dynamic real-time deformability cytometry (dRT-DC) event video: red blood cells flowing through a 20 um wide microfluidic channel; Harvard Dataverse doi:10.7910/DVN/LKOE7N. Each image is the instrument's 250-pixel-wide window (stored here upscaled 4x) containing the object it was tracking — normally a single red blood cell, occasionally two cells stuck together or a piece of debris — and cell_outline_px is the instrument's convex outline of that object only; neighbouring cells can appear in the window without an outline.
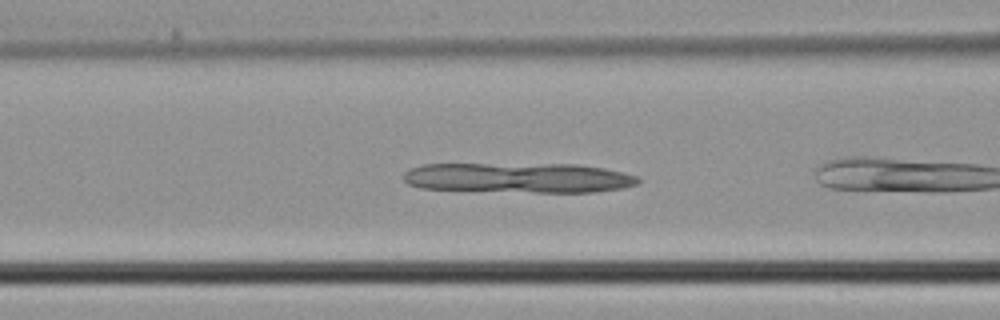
{"species": "common noctule bat (a hibernating species)", "species_latin": "Nyctalus noctula", "temperature_condition": "cold", "stored_images_in_passage": 5, "camera_frame_rate_fps": 3000, "um_per_image_px": 0.085, "animal": {"sex": "male", "body_mass_g": 21.5, "forearm_length_mm": 52.0}, "frame": {"image": 1, "passage_image": 3, "time_ms": 0.667, "image_size_px": [1000, 320], "cell_outline_px": [[640, 180], [636, 184], [624, 188], [596, 192], [536, 192], [420, 188], [408, 184], [404, 180], [404, 172], [412, 168], [424, 164], [576, 164], [604, 168], [636, 176]], "centroid_in_image_um": [44.09, 15.11], "position_along_channel_um": 122.5, "area_um2": 40.86}}